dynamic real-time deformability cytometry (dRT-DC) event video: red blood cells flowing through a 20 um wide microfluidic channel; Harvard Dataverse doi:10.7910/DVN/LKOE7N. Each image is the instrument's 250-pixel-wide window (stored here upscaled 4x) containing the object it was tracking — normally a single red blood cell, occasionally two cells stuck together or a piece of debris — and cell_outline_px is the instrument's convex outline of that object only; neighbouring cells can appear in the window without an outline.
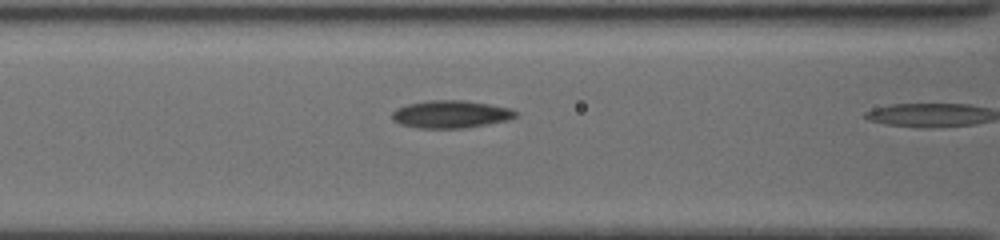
{"species": "common noctule bat (a hibernating species)", "species_latin": "Nyctalus noctula", "temperature_condition": "cold", "stored_images_in_passage": 4, "camera_frame_rate_fps": 3000, "um_per_image_px": 0.085, "animal": {"sex": "female", "body_mass_g": 19.5, "forearm_length_mm": 54.1}, "frame": {"image": 1, "passage_image": 3, "time_ms": 0.667, "image_size_px": [1000, 240], "cell_outline_px": [[516, 116], [508, 120], [460, 128], [416, 128], [400, 124], [392, 120], [392, 112], [396, 108], [408, 104], [428, 100], [464, 100], [512, 108], [516, 112]], "centroid_in_image_um": [38.27, 9.7], "position_along_channel_um": 128.3, "area_um2": 19.77}}